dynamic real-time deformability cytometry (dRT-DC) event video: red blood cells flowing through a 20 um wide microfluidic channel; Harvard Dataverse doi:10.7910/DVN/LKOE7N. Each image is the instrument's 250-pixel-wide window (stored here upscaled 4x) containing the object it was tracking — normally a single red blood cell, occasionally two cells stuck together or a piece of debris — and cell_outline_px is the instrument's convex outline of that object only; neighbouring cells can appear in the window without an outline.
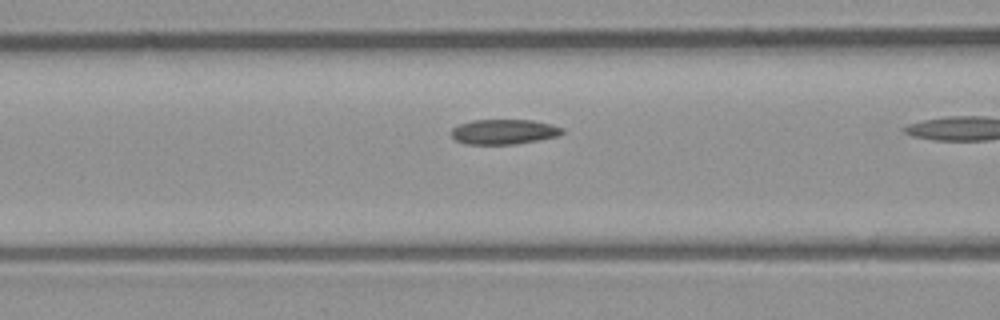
{"species": "common noctule bat (a hibernating species)", "species_latin": "Nyctalus noctula", "temperature_condition": "room temperature", "stored_images_in_passage": 8, "camera_frame_rate_fps": 3000, "um_per_image_px": 0.085, "animal": {"sex": "male", "body_mass_g": 23.1, "forearm_length_mm": 52.7}, "frame": {"image": 1, "passage_image": 6, "time_ms": 1.667, "image_size_px": [1000, 320], "cell_outline_px": [[564, 132], [560, 136], [516, 144], [464, 144], [456, 140], [452, 136], [452, 128], [460, 124], [472, 120], [532, 120], [552, 124], [564, 128]], "centroid_in_image_um": [42.87, 11.2], "position_along_channel_um": 123.7, "area_um2": 16.24}}